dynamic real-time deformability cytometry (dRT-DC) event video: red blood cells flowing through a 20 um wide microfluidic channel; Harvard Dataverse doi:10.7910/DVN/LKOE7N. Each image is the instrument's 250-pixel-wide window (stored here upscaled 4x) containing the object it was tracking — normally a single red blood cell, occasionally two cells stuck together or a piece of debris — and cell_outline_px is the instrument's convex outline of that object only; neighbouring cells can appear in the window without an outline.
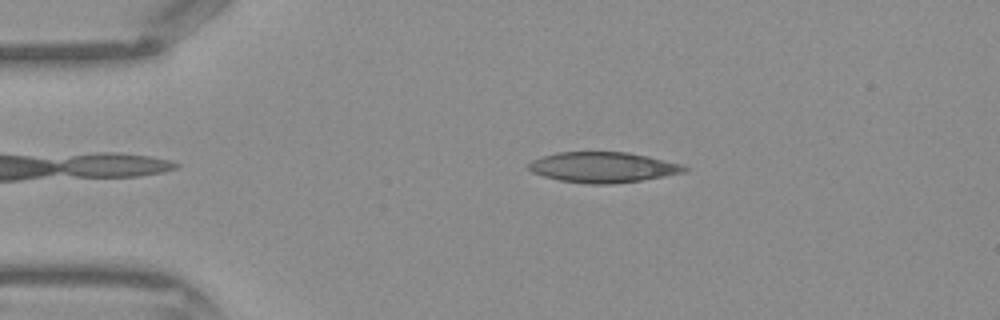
{"species": "Egyptian fruit bat (a non-hibernating species)", "species_latin": "Rousettus aegyptiacus", "temperature_condition": "warm", "stored_images_in_passage": 35, "camera_frame_rate_fps": 3000, "um_per_image_px": 0.085, "frame": {"image": 1, "passage_image": 1, "time_ms": 0.0, "image_size_px": [1000, 320], "cell_outline_px": [[688, 172], [640, 180], [612, 184], [588, 184], [560, 180], [544, 176], [532, 172], [528, 168], [528, 164], [532, 160], [544, 156], [560, 152], [628, 152], [648, 156], [680, 164], [688, 168]], "centroid_in_image_um": [51.26, 14.22], "position_along_channel_um": 33.7, "area_um2": 27.46}}
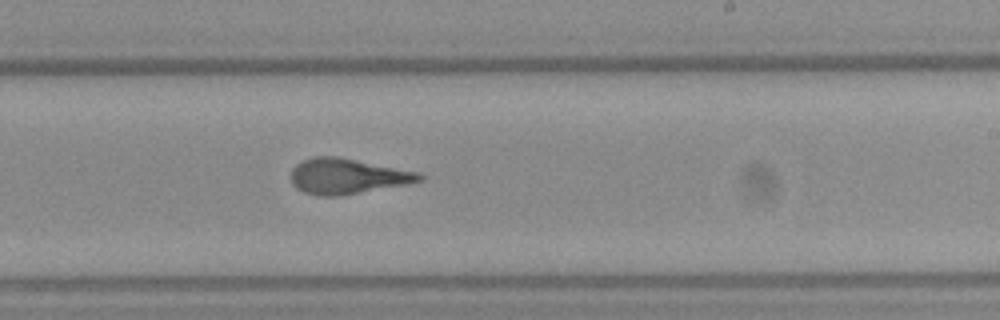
{"frame": {"image": 2, "passage_image": 18, "time_ms": 5.667, "image_size_px": [1000, 320], "cell_outline_px": [[424, 180], [408, 184], [340, 196], [320, 196], [304, 192], [296, 188], [292, 184], [292, 168], [296, 164], [304, 160], [316, 156], [336, 156], [420, 172], [424, 176]], "centroid_in_image_um": [29.55, 14.98], "position_along_channel_um": 259.5, "area_um2": 26.53}}
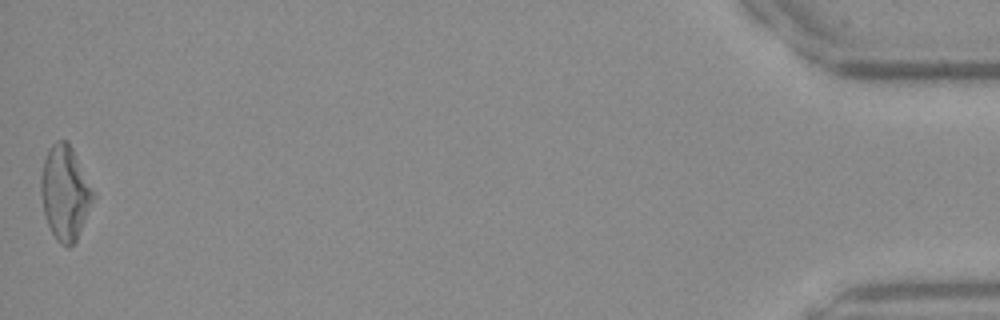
{"frame": {"image": 3, "passage_image": 35, "time_ms": 11.333, "image_size_px": [1000, 320], "cell_outline_px": [[96, 196], [76, 240], [68, 248], [60, 244], [56, 240], [48, 224], [44, 212], [40, 192], [40, 176], [44, 160], [52, 144], [56, 140], [68, 140], [96, 192]], "centroid_in_image_um": [5.55, 16.37], "position_along_channel_um": 429.7, "area_um2": 28.9}}